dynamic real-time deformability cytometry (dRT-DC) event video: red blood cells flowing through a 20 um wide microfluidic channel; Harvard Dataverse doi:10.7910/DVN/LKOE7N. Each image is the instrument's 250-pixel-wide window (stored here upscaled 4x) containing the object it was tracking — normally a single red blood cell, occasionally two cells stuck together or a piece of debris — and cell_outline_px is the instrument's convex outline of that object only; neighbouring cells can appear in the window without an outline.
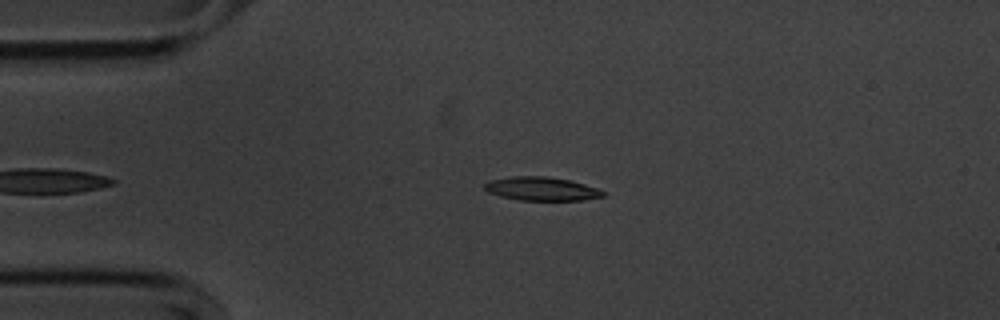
{"species": "common noctule bat (a hibernating species)", "species_latin": "Nyctalus noctula", "temperature_condition": "cold", "stored_images_in_passage": 41, "camera_frame_rate_fps": 3000, "um_per_image_px": 0.085, "animal": {"sex": "male", "body_mass_g": 20.1, "forearm_length_mm": 53.5}, "frame": {"image": 1, "passage_image": 3, "time_ms": 0.667, "image_size_px": [1000, 320], "cell_outline_px": [[604, 196], [584, 200], [520, 200], [500, 196], [488, 192], [484, 188], [484, 184], [488, 180], [512, 176], [548, 176], [568, 180], [584, 184], [596, 188], [604, 192]], "centroid_in_image_um": [45.99, 16.04], "position_along_channel_um": 39.0, "area_um2": 16.24}}
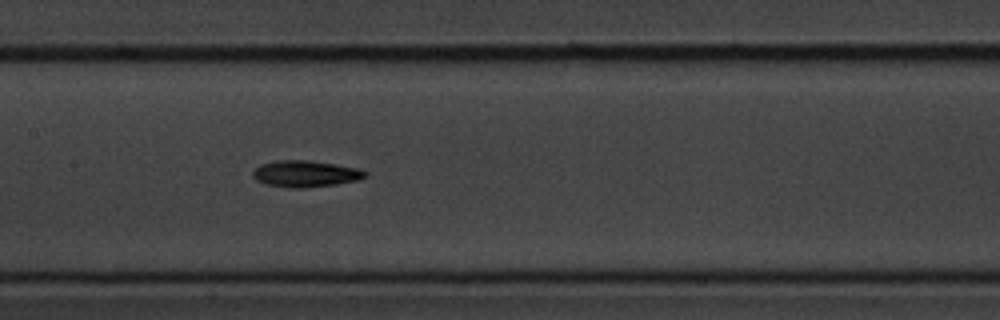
{"frame": {"image": 2, "passage_image": 17, "time_ms": 5.333, "image_size_px": [1000, 320], "cell_outline_px": [[368, 172], [360, 180], [336, 184], [304, 188], [288, 188], [268, 184], [256, 180], [252, 176], [252, 172], [260, 164], [276, 160], [308, 160], [336, 164], [356, 168]], "centroid_in_image_um": [25.94, 14.77], "position_along_channel_um": 181.5, "area_um2": 17.34}}
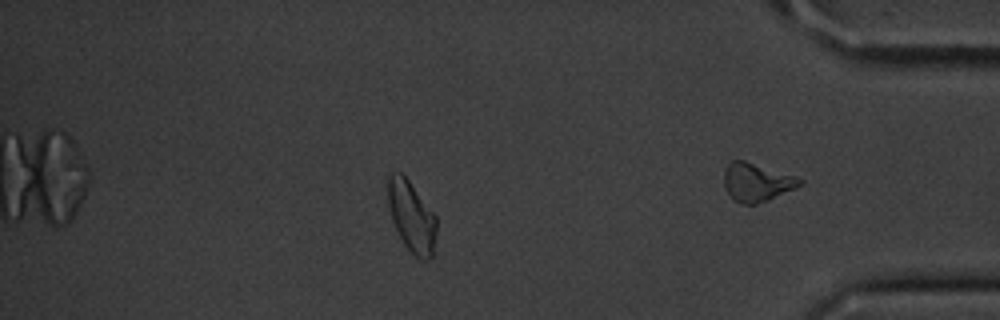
{"frame": {"image": 3, "passage_image": 33, "time_ms": 10.667, "image_size_px": [1000, 320], "cell_outline_px": [[436, 232], [432, 260], [424, 260], [416, 256], [404, 244], [392, 220], [388, 204], [388, 176], [392, 172], [400, 172], [408, 180], [436, 216]], "centroid_in_image_um": [34.99, 18.42], "position_along_channel_um": 400.2, "area_um2": 19.77}, "authors_computed_cell_mechanics": {"area_um2": 16.9354, "velocity_mm_per_s": 3.597, "shape_relaxation_time_tau1_ms": 2.8233, "shape_relaxation_time_tau2_ms": 9.9508, "deformation_change_tau1": 0.1103, "deformation_change_tau2": 0.2122}}